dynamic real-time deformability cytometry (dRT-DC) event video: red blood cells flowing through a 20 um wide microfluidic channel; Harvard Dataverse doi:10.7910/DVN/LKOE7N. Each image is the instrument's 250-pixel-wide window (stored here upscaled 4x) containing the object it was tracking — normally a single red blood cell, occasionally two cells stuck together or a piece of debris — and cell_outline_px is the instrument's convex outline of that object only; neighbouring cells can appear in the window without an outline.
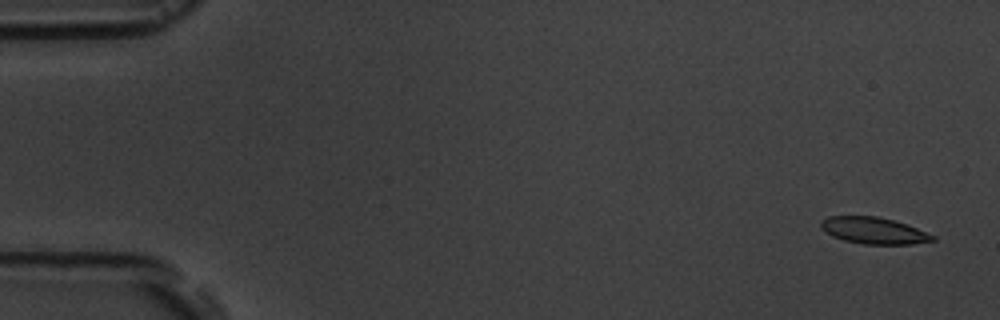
{"species": "common noctule bat (a hibernating species)", "species_latin": "Nyctalus noctula", "temperature_condition": "room temperature", "stored_images_in_passage": 5, "camera_frame_rate_fps": 3000, "um_per_image_px": 0.085, "animal": {"sex": "male", "body_mass_g": 19.5, "forearm_length_mm": 54.6}, "frame": {"image": 1, "passage_image": 1, "time_ms": 0.0, "image_size_px": [1000, 320], "cell_outline_px": [[936, 240], [912, 244], [864, 244], [844, 240], [832, 236], [820, 228], [820, 220], [828, 216], [876, 216], [892, 220], [916, 228], [936, 236]], "centroid_in_image_um": [74.23, 19.6], "position_along_channel_um": 10.8, "area_um2": 17.22}}
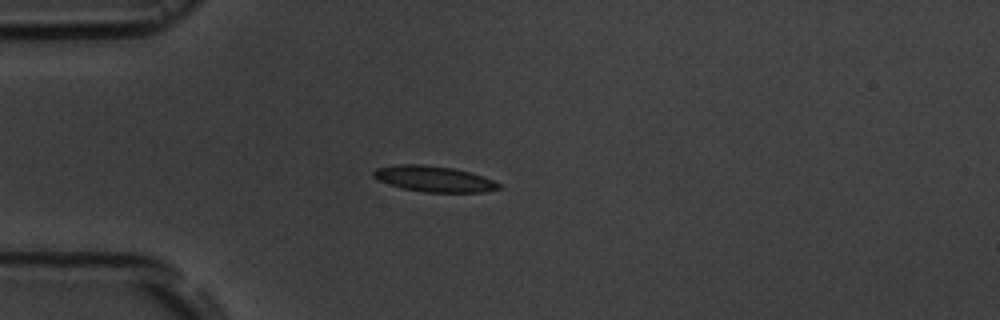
{"frame": {"image": 2, "passage_image": 5, "time_ms": 4.333, "image_size_px": [1000, 320], "cell_outline_px": [[504, 188], [484, 192], [424, 192], [404, 188], [376, 180], [372, 176], [372, 172], [376, 168], [396, 164], [424, 164], [456, 168], [472, 172], [484, 176], [500, 184]], "centroid_in_image_um": [36.9, 15.19], "position_along_channel_um": 48.1, "area_um2": 19.13}}